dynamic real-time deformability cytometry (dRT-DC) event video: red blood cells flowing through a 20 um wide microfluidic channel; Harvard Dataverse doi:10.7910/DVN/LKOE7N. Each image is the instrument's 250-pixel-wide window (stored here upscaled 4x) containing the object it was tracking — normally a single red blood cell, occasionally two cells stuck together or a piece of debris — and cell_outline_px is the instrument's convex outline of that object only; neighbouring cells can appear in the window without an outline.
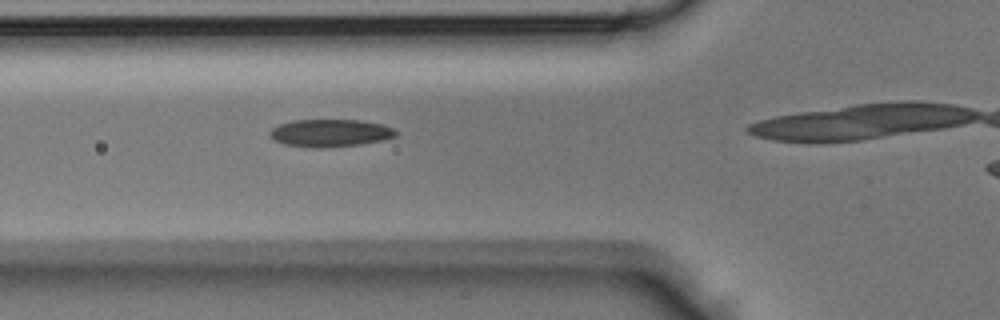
{"species": "Egyptian fruit bat (a non-hibernating species)", "species_latin": "Rousettus aegyptiacus", "temperature_condition": "room temperature", "stored_images_in_passage": 27, "camera_frame_rate_fps": 3000, "um_per_image_px": 0.085, "animal": {"sex": "male"}, "frame": {"image": 1, "passage_image": 8, "time_ms": 2.333, "image_size_px": [1000, 320], "cell_outline_px": [[400, 132], [396, 136], [384, 140], [360, 144], [324, 148], [316, 148], [284, 144], [276, 140], [268, 132], [272, 128], [280, 124], [292, 120], [360, 120], [380, 124], [396, 128]], "centroid_in_image_um": [28.13, 11.3], "position_along_channel_um": 97.7, "area_um2": 20.29}}
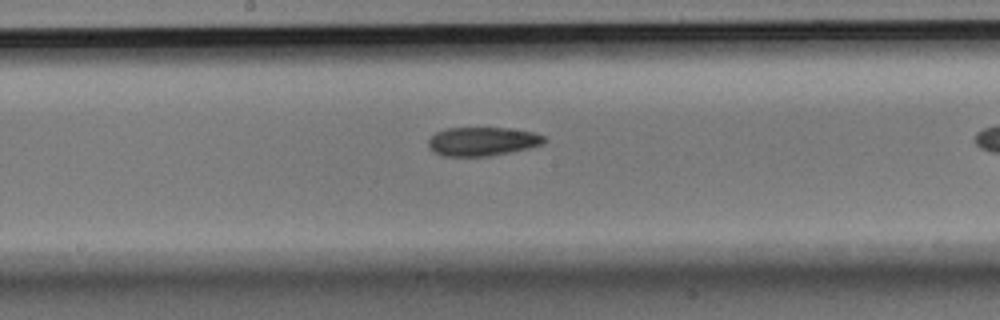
{"frame": {"image": 2, "passage_image": 15, "time_ms": 4.667, "image_size_px": [1000, 320], "cell_outline_px": [[548, 140], [544, 144], [528, 148], [488, 156], [444, 156], [432, 152], [428, 148], [428, 140], [436, 132], [444, 128], [508, 128], [532, 132], [544, 136]], "centroid_in_image_um": [40.98, 12.02], "position_along_channel_um": 207.2, "area_um2": 19.48}}
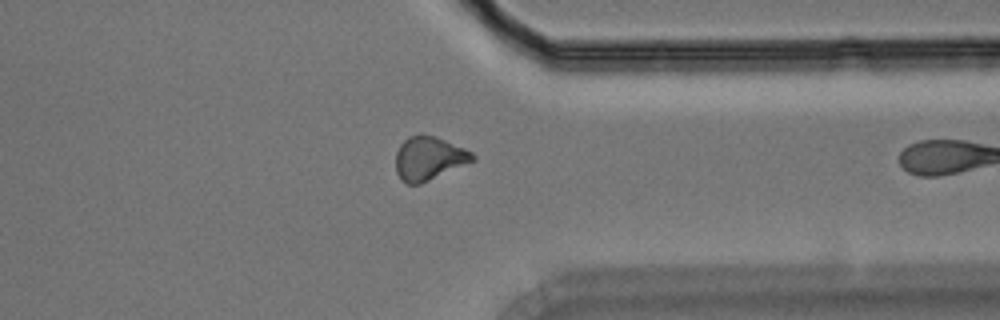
{"frame": {"image": 3, "passage_image": 26, "time_ms": 8.333, "image_size_px": [1000, 320], "cell_outline_px": [[476, 160], [420, 184], [408, 184], [400, 180], [396, 172], [396, 152], [400, 144], [408, 136], [420, 132], [436, 136], [464, 148], [472, 152], [476, 156]], "centroid_in_image_um": [36.44, 13.44], "position_along_channel_um": 375.0, "area_um2": 19.83}}